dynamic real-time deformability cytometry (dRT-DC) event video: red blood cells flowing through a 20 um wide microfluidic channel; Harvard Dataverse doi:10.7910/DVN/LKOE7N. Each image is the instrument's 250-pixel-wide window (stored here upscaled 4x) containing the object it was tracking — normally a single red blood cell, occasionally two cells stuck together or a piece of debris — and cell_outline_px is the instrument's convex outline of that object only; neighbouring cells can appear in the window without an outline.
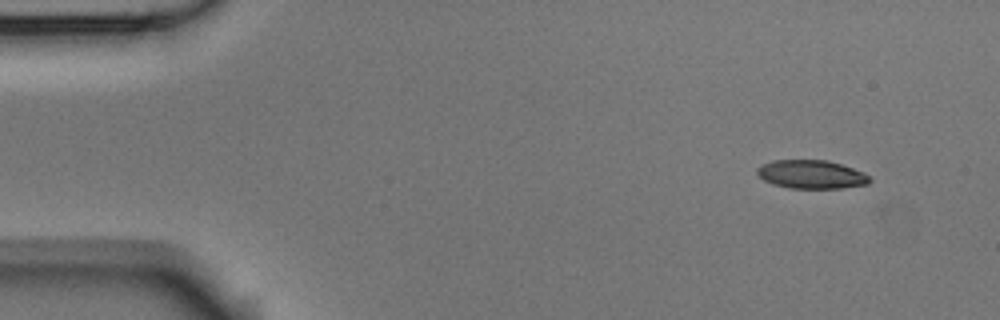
{"species": "Egyptian fruit bat (a non-hibernating species)", "species_latin": "Rousettus aegyptiacus", "temperature_condition": "room temperature", "stored_images_in_passage": 3, "camera_frame_rate_fps": 3000, "um_per_image_px": 0.085, "animal": {"sex": "male"}, "frame": {"image": 1, "passage_image": 1, "time_ms": 0.0, "image_size_px": [1000, 320], "cell_outline_px": [[872, 180], [868, 184], [840, 188], [788, 188], [772, 184], [764, 180], [756, 172], [756, 168], [772, 160], [828, 160], [864, 172], [872, 176]], "centroid_in_image_um": [68.99, 14.82], "position_along_channel_um": 16.0, "area_um2": 18.79}}